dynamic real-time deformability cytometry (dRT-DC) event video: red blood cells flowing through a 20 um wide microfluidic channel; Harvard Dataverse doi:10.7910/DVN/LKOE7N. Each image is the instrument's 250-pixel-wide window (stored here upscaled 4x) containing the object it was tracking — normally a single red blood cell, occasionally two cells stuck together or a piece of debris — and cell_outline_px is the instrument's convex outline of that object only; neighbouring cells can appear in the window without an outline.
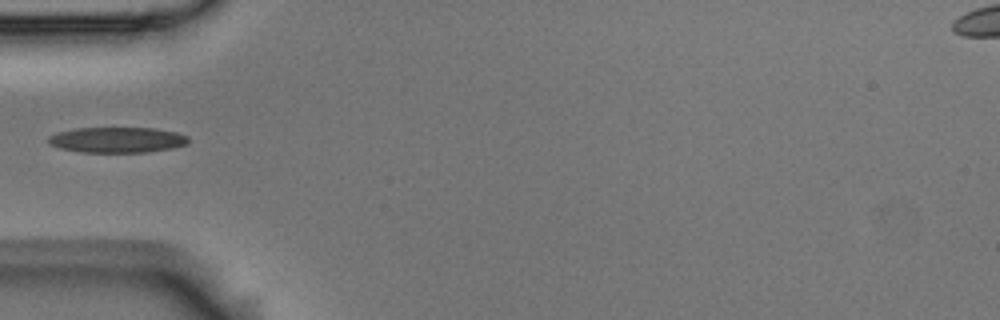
{"species": "Egyptian fruit bat (a non-hibernating species)", "species_latin": "Rousettus aegyptiacus", "temperature_condition": "room temperature", "stored_images_in_passage": 4, "camera_frame_rate_fps": 3000, "um_per_image_px": 0.085, "animal": {"sex": "male"}, "frame": {"image": 1, "passage_image": 4, "time_ms": 1.0, "image_size_px": [1000, 320], "cell_outline_px": [[188, 144], [172, 148], [148, 152], [80, 152], [60, 148], [48, 144], [48, 136], [60, 132], [76, 128], [156, 128], [176, 132], [188, 136]], "centroid_in_image_um": [9.97, 11.89], "position_along_channel_um": 75.0, "area_um2": 20.87}}